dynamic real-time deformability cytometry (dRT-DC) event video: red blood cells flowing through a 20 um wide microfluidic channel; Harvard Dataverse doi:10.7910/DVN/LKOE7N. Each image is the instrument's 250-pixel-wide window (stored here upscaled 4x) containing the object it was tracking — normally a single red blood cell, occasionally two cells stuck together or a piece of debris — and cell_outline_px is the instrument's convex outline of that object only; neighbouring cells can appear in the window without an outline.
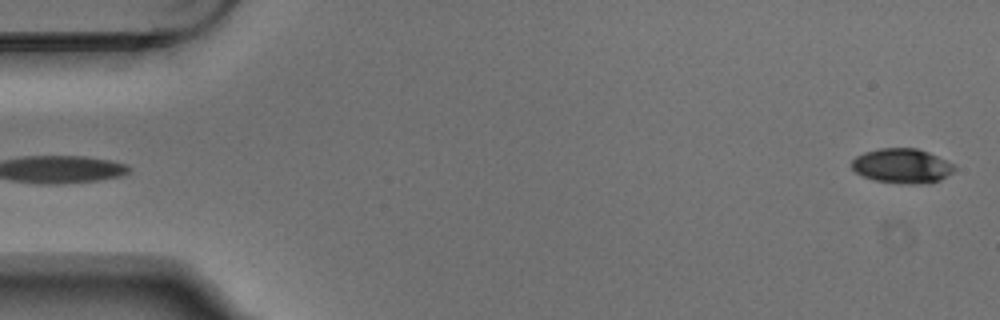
{"species": "Egyptian fruit bat (a non-hibernating species)", "species_latin": "Rousettus aegyptiacus", "temperature_condition": "warm", "stored_images_in_passage": 5, "segment_of_instrument_passage": [2, 2], "camera_frame_rate_fps": 3000, "um_per_image_px": 0.085, "animal": {"sex": "male"}, "frame": {"image": 1, "passage_image": 5, "time_ms": 1.333, "image_size_px": [1000, 320], "cell_outline_px": [[956, 168], [952, 172], [940, 180], [932, 184], [908, 184], [872, 180], [856, 172], [852, 168], [852, 160], [856, 156], [864, 152], [880, 148], [916, 148], [928, 152], [952, 164]], "centroid_in_image_um": [76.66, 14.11], "position_along_channel_um": 8.3, "area_um2": 20.69}}